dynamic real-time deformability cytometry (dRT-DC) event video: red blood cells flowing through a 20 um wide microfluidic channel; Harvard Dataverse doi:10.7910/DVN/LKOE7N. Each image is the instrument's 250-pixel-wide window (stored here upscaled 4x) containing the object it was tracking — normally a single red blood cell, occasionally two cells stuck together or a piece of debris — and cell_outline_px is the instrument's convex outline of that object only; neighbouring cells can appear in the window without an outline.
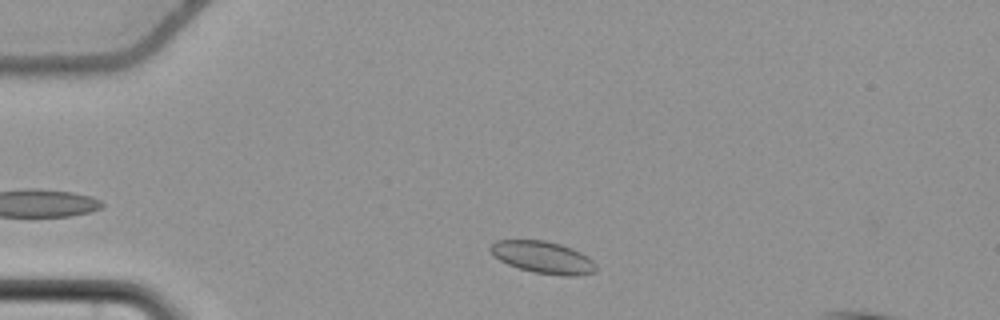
{"species": "common noctule bat (a hibernating species)", "species_latin": "Nyctalus noctula", "temperature_condition": "cold", "stored_images_in_passage": 41, "camera_frame_rate_fps": 3000, "um_per_image_px": 0.085, "animal": {"sex": "female", "body_mass_g": 22.7, "forearm_length_mm": 54.2}, "frame": {"image": 1, "passage_image": 4, "time_ms": 1.0, "image_size_px": [1000, 320], "cell_outline_px": [[596, 272], [568, 276], [536, 272], [520, 268], [508, 264], [492, 256], [488, 248], [496, 240], [544, 240], [560, 244], [572, 248], [588, 256], [596, 264]], "centroid_in_image_um": [46.13, 21.85], "position_along_channel_um": 38.9, "area_um2": 19.59}}
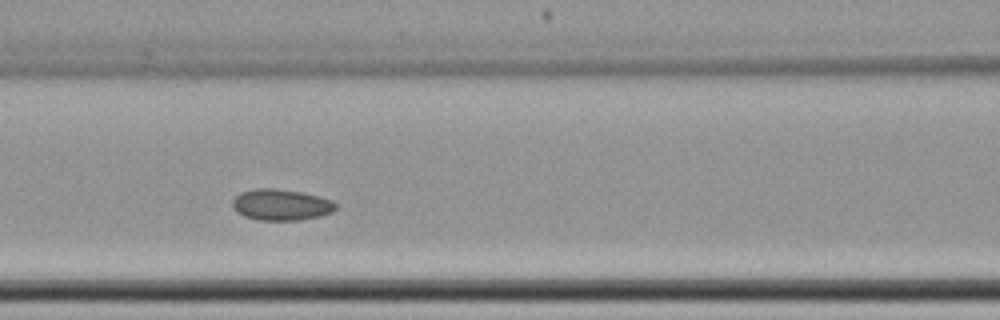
{"frame": {"image": 2, "passage_image": 16, "time_ms": 5.0, "image_size_px": [1000, 320], "cell_outline_px": [[336, 208], [332, 212], [320, 216], [300, 220], [260, 220], [244, 216], [236, 212], [232, 208], [232, 200], [240, 192], [256, 188], [272, 188], [300, 192], [332, 200], [336, 204]], "centroid_in_image_um": [23.85, 17.41], "position_along_channel_um": 142.7, "area_um2": 18.73}}
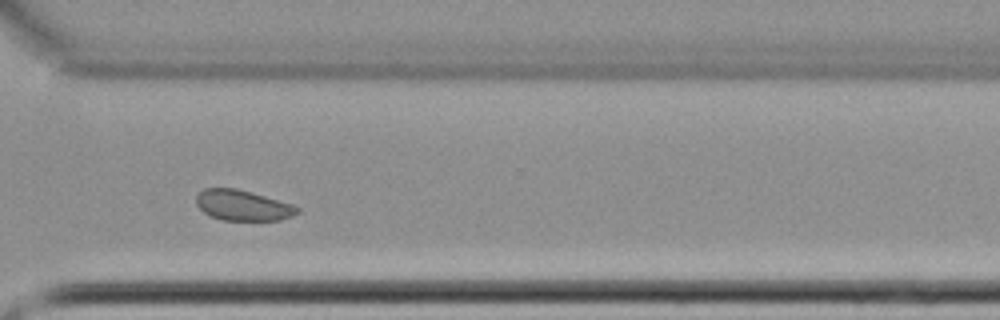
{"frame": {"image": 3, "passage_image": 33, "time_ms": 10.667, "image_size_px": [1000, 320], "cell_outline_px": [[300, 212], [292, 216], [280, 220], [220, 220], [204, 212], [196, 204], [196, 196], [204, 188], [236, 188], [252, 192], [292, 204], [300, 208]], "centroid_in_image_um": [20.65, 17.45], "position_along_channel_um": 350.0, "area_um2": 17.98}, "authors_computed_cell_mechanics": {"area_um2": 18.9006, "velocity_mm_per_s": 3.6471, "shape_relaxation_time_tau1_ms": null, "shape_relaxation_time_tau2_ms": 2.1636, "deformation_change_tau1": null, "deformation_change_tau2": 0.0511}}